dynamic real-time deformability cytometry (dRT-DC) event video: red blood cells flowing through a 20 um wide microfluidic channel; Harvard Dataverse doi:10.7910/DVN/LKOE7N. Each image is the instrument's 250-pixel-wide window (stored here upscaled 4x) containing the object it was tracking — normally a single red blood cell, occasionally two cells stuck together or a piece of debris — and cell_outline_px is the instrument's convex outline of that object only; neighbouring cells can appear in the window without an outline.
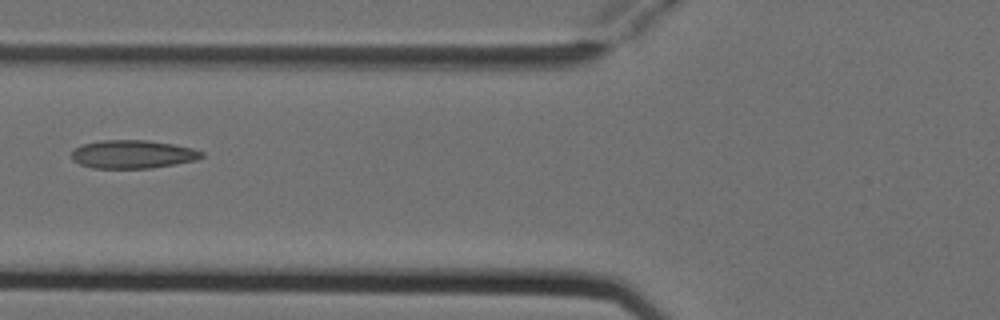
{"species": "Egyptian fruit bat (a non-hibernating species)", "species_latin": "Rousettus aegyptiacus", "temperature_condition": "cold", "stored_images_in_passage": 3, "camera_frame_rate_fps": 3000, "um_per_image_px": 0.085, "animal": {"sex": "female"}, "frame": {"image": 1, "passage_image": 2, "time_ms": 0.333, "image_size_px": [1000, 320], "cell_outline_px": [[204, 156], [196, 160], [176, 164], [152, 168], [92, 168], [80, 164], [72, 160], [72, 152], [76, 148], [84, 144], [100, 140], [148, 140], [172, 144], [192, 148], [204, 152]], "centroid_in_image_um": [11.3, 13.11], "position_along_channel_um": 114.5, "area_um2": 21.44}}
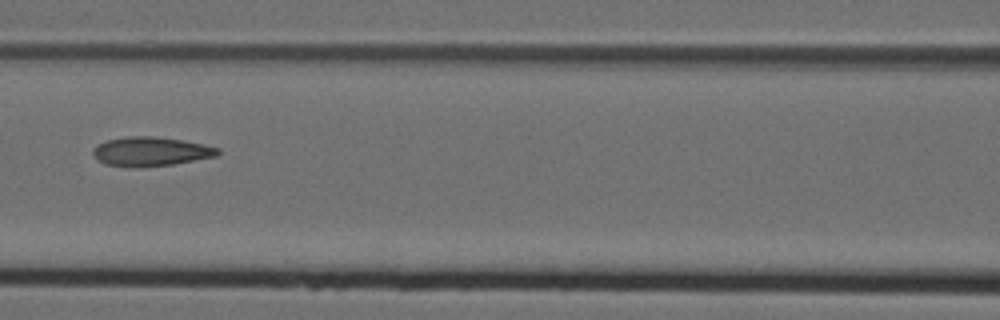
{"frame": {"image": 2, "passage_image": 3, "time_ms": 0.667, "image_size_px": [1000, 320], "cell_outline_px": [[220, 152], [216, 156], [172, 164], [136, 168], [104, 164], [96, 160], [92, 152], [92, 148], [96, 144], [108, 140], [128, 136], [152, 136], [180, 140], [204, 144], [220, 148]], "centroid_in_image_um": [12.76, 12.88], "position_along_channel_um": 153.8, "area_um2": 21.27}}